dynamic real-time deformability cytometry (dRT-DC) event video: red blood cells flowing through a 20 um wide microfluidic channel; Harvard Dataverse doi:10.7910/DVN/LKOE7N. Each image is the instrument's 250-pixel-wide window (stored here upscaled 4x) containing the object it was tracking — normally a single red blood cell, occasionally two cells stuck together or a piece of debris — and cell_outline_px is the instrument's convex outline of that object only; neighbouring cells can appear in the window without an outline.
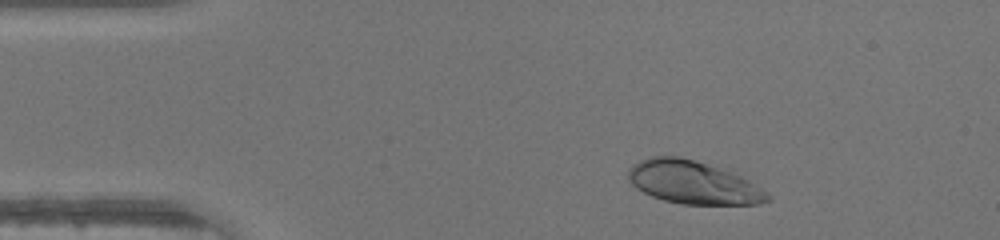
{"species": "human", "species_latin": "Homo sapiens", "temperature_condition": "warm", "stored_images_in_passage": 43, "camera_frame_rate_fps": 3000, "um_per_image_px": 0.085, "donor": {"sex": "male"}, "frame": {"image": 1, "passage_image": 4, "time_ms": 1.0, "image_size_px": [1000, 240], "cell_outline_px": [[772, 200], [760, 204], [680, 204], [664, 200], [652, 196], [636, 188], [628, 180], [628, 168], [640, 160], [652, 156], [676, 156], [692, 160], [740, 176], [748, 180], [768, 192], [772, 196]], "centroid_in_image_um": [58.91, 15.53], "position_along_channel_um": 26.1, "area_um2": 34.51}}
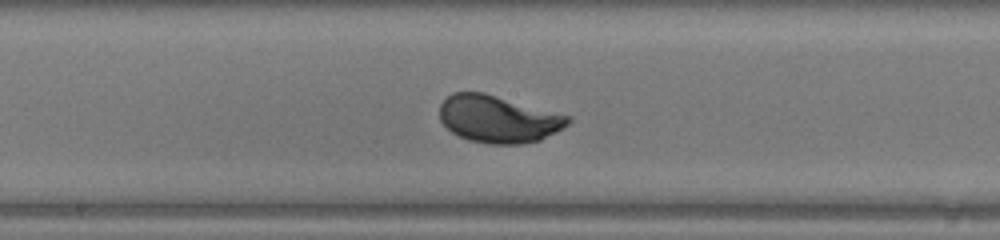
{"frame": {"image": 2, "passage_image": 21, "time_ms": 6.667, "image_size_px": [1000, 240], "cell_outline_px": [[572, 120], [564, 128], [540, 140], [520, 144], [488, 144], [468, 140], [452, 132], [440, 120], [440, 104], [452, 92], [484, 92], [572, 116]], "centroid_in_image_um": [42.38, 10.11], "position_along_channel_um": 205.8, "area_um2": 35.49}}
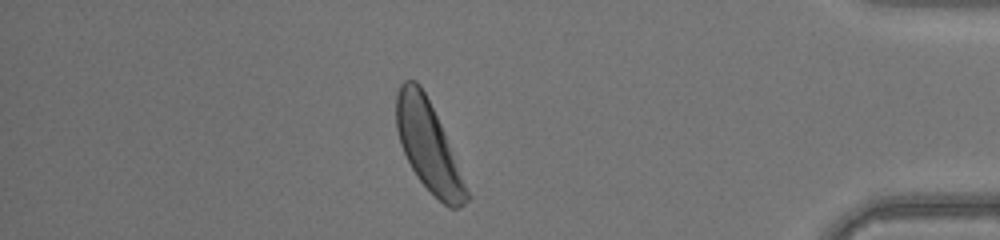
{"frame": {"image": 3, "passage_image": 37, "time_ms": 12.0, "image_size_px": [1000, 240], "cell_outline_px": [[472, 196], [464, 204], [456, 208], [448, 208], [420, 180], [412, 168], [400, 144], [396, 128], [396, 96], [400, 84], [404, 80], [416, 80], [420, 84], [440, 124]], "centroid_in_image_um": [36.42, 12.43], "position_along_channel_um": 398.8, "area_um2": 35.95}}